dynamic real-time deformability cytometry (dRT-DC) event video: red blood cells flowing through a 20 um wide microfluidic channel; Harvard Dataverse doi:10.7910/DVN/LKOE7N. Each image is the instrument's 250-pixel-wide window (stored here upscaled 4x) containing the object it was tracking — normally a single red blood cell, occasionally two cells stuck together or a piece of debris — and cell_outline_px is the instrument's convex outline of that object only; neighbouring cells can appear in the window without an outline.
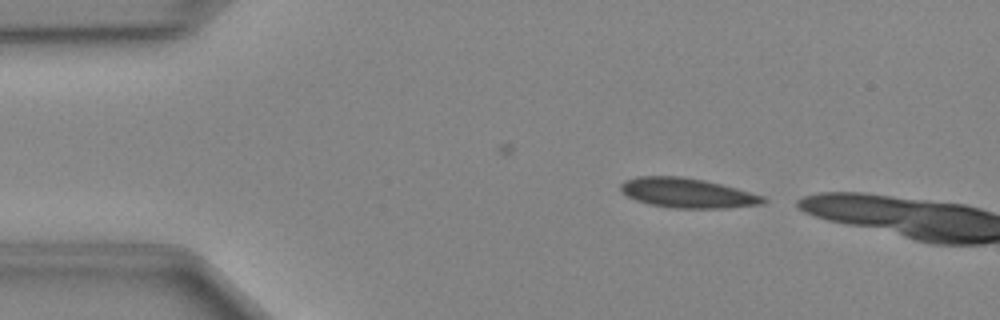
{"species": "Egyptian fruit bat (a non-hibernating species)", "species_latin": "Rousettus aegyptiacus", "temperature_condition": "cold", "stored_images_in_passage": 3, "camera_frame_rate_fps": 3000, "um_per_image_px": 0.085, "animal": {"sex": "female"}, "frame": {"image": 1, "passage_image": 1, "time_ms": 0.0, "image_size_px": [1000, 320], "cell_outline_px": [[768, 200], [764, 204], [728, 208], [676, 208], [652, 204], [636, 200], [620, 192], [620, 184], [624, 180], [636, 176], [684, 176], [704, 180], [736, 188], [764, 196]], "centroid_in_image_um": [58.43, 16.39], "position_along_channel_um": 26.6, "area_um2": 24.74}}